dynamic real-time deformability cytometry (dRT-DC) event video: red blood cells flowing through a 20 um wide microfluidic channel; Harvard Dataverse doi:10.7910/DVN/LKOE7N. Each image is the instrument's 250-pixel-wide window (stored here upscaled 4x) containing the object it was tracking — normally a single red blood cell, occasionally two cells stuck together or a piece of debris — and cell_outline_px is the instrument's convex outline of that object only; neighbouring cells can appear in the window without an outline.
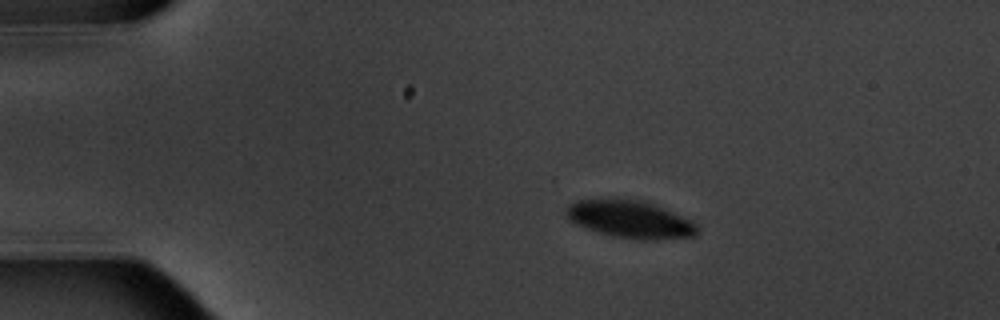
{"species": "common noctule bat (a hibernating species)", "species_latin": "Nyctalus noctula", "temperature_condition": "warm", "stored_images_in_passage": 5, "segment_of_instrument_passage": [1, 2], "camera_frame_rate_fps": 3000, "um_per_image_px": 0.085, "animal": {"sex": "male", "body_mass_g": 20.1, "forearm_length_mm": 53.5}, "frame": {"image": 1, "passage_image": 2, "time_ms": 1.0, "image_size_px": [1000, 320], "cell_outline_px": [[700, 228], [696, 236], [652, 240], [636, 240], [612, 236], [596, 232], [576, 224], [568, 220], [564, 216], [564, 212], [568, 204], [576, 200], [640, 200], [652, 204], [692, 220]], "centroid_in_image_um": [53.54, 18.67], "position_along_channel_um": 31.5, "area_um2": 28.61}}